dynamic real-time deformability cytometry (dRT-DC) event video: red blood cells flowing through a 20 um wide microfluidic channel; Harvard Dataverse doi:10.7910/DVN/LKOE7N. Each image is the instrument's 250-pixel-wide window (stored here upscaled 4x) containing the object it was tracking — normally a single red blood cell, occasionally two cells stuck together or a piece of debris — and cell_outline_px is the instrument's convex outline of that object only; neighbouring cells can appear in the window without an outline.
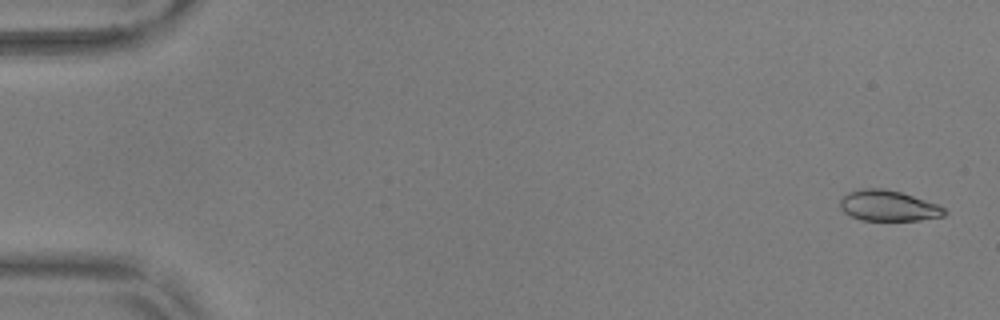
{"species": "common noctule bat (a hibernating species)", "species_latin": "Nyctalus noctula", "temperature_condition": "warm", "stored_images_in_passage": 55, "camera_frame_rate_fps": 3000, "um_per_image_px": 0.085, "animal": {"sex": "male", "body_mass_g": 17.9, "forearm_length_mm": 54.2}, "frame": {"image": 1, "passage_image": 2, "time_ms": 0.333, "image_size_px": [1000, 320], "cell_outline_px": [[948, 212], [944, 216], [920, 220], [860, 220], [844, 212], [840, 208], [840, 200], [848, 192], [864, 188], [884, 188], [900, 192], [936, 204], [944, 208]], "centroid_in_image_um": [75.49, 17.49], "position_along_channel_um": 9.5, "area_um2": 18.5}}
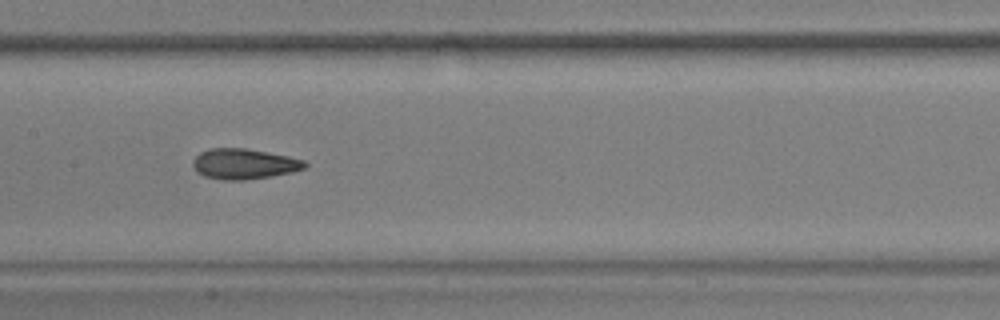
{"frame": {"image": 2, "passage_image": 28, "time_ms": 9.0, "image_size_px": [1000, 320], "cell_outline_px": [[308, 164], [304, 168], [292, 172], [272, 176], [244, 180], [224, 180], [204, 176], [196, 172], [192, 164], [192, 160], [200, 152], [208, 148], [244, 148], [288, 156], [304, 160]], "centroid_in_image_um": [20.71, 13.93], "position_along_channel_um": 186.7, "area_um2": 19.88}}
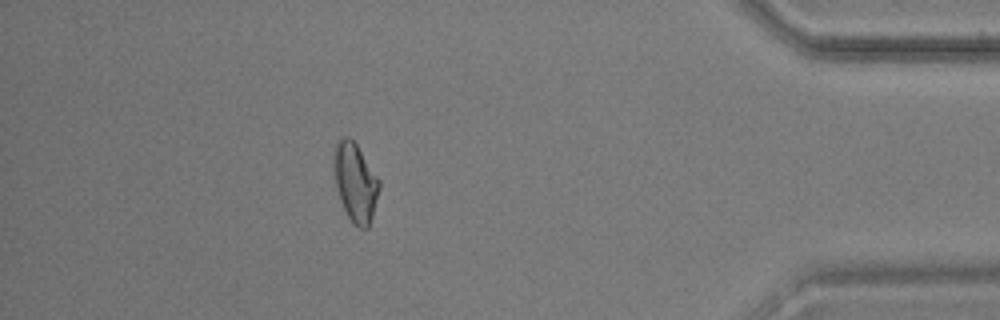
{"frame": {"image": 3, "passage_image": 49, "time_ms": 16.0, "image_size_px": [1000, 320], "cell_outline_px": [[380, 188], [372, 216], [368, 228], [360, 228], [352, 224], [340, 200], [336, 188], [332, 164], [332, 148], [336, 140], [344, 136], [348, 136], [356, 144], [380, 180]], "centroid_in_image_um": [30.16, 15.45], "position_along_channel_um": 405.0, "area_um2": 21.15}, "authors_computed_cell_mechanics": {"area_um2": 19.5942, "velocity_mm_per_s": 3.7104, "shape_relaxation_time_tau1_ms": 8.8839, "shape_relaxation_time_tau2_ms": 1.9423, "deformation_change_tau1": 0.1927, "deformation_change_tau2": 0.0709}}